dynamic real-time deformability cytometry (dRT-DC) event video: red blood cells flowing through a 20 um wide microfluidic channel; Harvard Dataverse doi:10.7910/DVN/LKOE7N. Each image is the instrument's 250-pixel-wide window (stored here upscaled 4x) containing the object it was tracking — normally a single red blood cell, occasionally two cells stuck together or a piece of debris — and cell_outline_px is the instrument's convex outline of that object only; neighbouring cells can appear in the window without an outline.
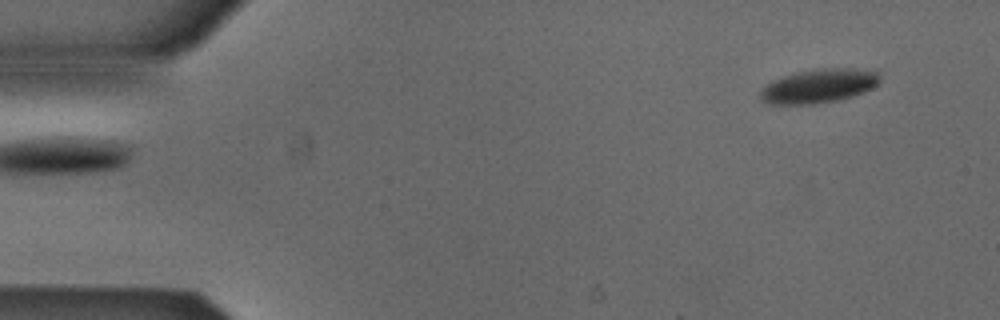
{"species": "Egyptian fruit bat (a non-hibernating species)", "species_latin": "Rousettus aegyptiacus", "temperature_condition": "cold", "stored_images_in_passage": 5, "segment_of_instrument_passage": [2, 2], "camera_frame_rate_fps": 3000, "um_per_image_px": 0.085, "animal": {"sex": "male"}, "frame": {"image": 1, "passage_image": 5, "time_ms": 1.333, "image_size_px": [1000, 320], "cell_outline_px": [[880, 84], [864, 92], [852, 96], [836, 100], [816, 104], [768, 104], [760, 100], [760, 88], [764, 84], [780, 76], [796, 72], [816, 68], [876, 68], [880, 72]], "centroid_in_image_um": [69.62, 7.28], "position_along_channel_um": 15.4, "area_um2": 24.45}}